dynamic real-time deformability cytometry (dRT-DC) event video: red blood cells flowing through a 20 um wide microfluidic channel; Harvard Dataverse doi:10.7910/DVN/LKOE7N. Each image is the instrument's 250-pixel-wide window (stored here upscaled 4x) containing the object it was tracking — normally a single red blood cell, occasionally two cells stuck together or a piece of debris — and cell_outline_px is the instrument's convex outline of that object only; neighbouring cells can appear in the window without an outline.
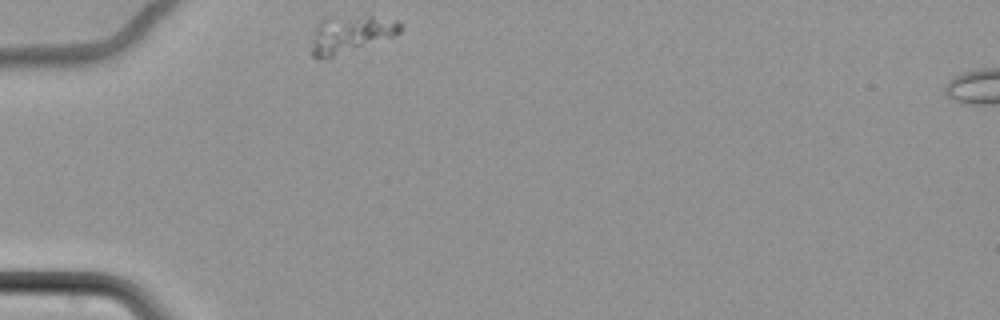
{"species": "common noctule bat (a hibernating species)", "species_latin": "Nyctalus noctula", "temperature_condition": "cold", "stored_images_in_passage": 11, "segment_of_instrument_passage": [1, 2], "camera_frame_rate_fps": 3000, "um_per_image_px": 0.085, "animal": {"sex": "female", "body_mass_g": 22.7, "forearm_length_mm": 54.2}, "frame": {"image": 1, "passage_image": 1, "time_ms": 0.0, "image_size_px": [1000, 320], "cell_outline_px": [[404, 28], [400, 32], [392, 36], [332, 56], [312, 56], [312, 40], [316, 28], [320, 20], [324, 16], [372, 16], [400, 20]], "centroid_in_image_um": [29.84, 2.82], "position_along_channel_um": 55.2, "area_um2": 18.79}}
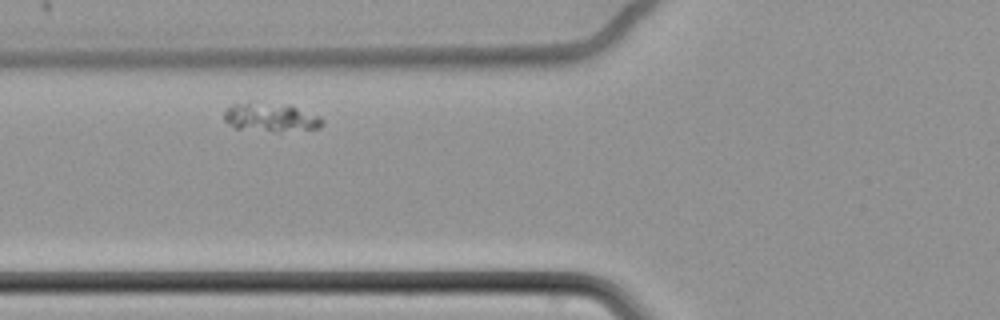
{"frame": {"image": 2, "passage_image": 7, "time_ms": 2.0, "image_size_px": [1000, 320], "cell_outline_px": [[324, 124], [320, 128], [280, 136], [236, 128], [224, 120], [224, 108], [232, 104], [288, 104], [320, 116], [324, 120]], "centroid_in_image_um": [23.1, 10.08], "position_along_channel_um": 102.7, "area_um2": 17.46}}
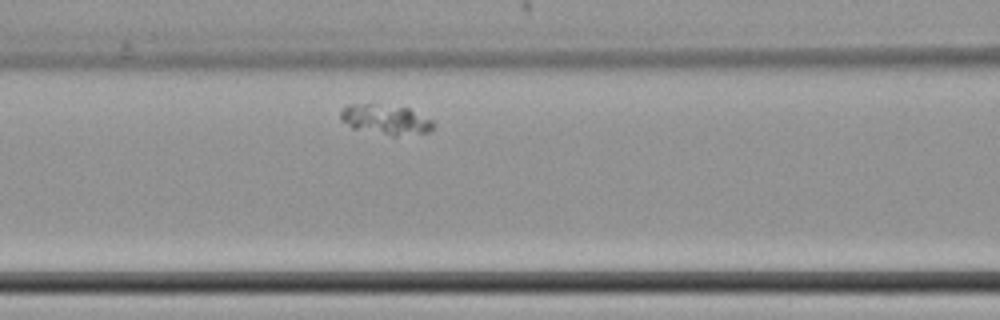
{"frame": {"image": 3, "passage_image": 10, "time_ms": 3.0, "image_size_px": [1000, 320], "cell_outline_px": [[436, 128], [428, 132], [396, 136], [392, 136], [352, 128], [340, 120], [340, 108], [348, 104], [372, 104], [408, 108], [432, 120], [436, 124]], "centroid_in_image_um": [32.77, 10.17], "position_along_channel_um": 133.8, "area_um2": 16.3}}